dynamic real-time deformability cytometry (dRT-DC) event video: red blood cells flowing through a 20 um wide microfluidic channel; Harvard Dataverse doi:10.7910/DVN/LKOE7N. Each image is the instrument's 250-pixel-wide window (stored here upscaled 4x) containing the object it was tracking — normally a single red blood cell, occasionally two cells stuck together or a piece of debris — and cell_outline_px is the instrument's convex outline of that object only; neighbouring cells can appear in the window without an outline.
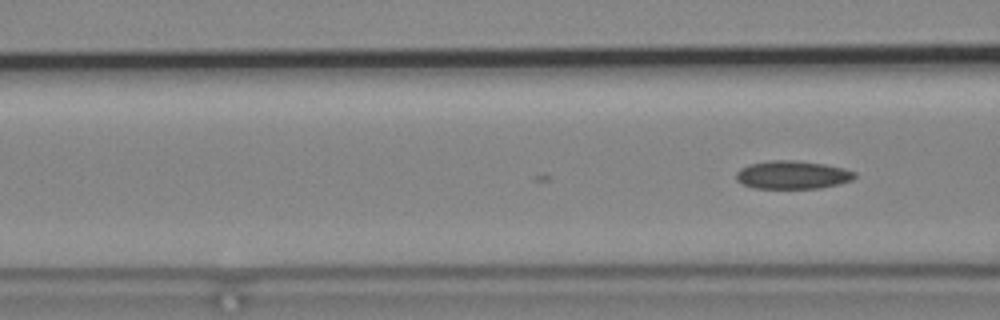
{"species": "common noctule bat (a hibernating species)", "species_latin": "Nyctalus noctula", "temperature_condition": "cold", "stored_images_in_passage": 6, "camera_frame_rate_fps": 3000, "um_per_image_px": 0.085, "animal": {"sex": "male", "body_mass_g": 19.2, "forearm_length_mm": 51.8}, "frame": {"image": 1, "passage_image": 6, "time_ms": 1.667, "image_size_px": [1000, 320], "cell_outline_px": [[856, 176], [852, 180], [820, 188], [752, 188], [736, 180], [736, 172], [740, 168], [748, 164], [768, 160], [796, 160], [824, 164], [844, 168], [856, 172]], "centroid_in_image_um": [67.33, 14.85], "position_along_channel_um": 99.3, "area_um2": 19.54}}